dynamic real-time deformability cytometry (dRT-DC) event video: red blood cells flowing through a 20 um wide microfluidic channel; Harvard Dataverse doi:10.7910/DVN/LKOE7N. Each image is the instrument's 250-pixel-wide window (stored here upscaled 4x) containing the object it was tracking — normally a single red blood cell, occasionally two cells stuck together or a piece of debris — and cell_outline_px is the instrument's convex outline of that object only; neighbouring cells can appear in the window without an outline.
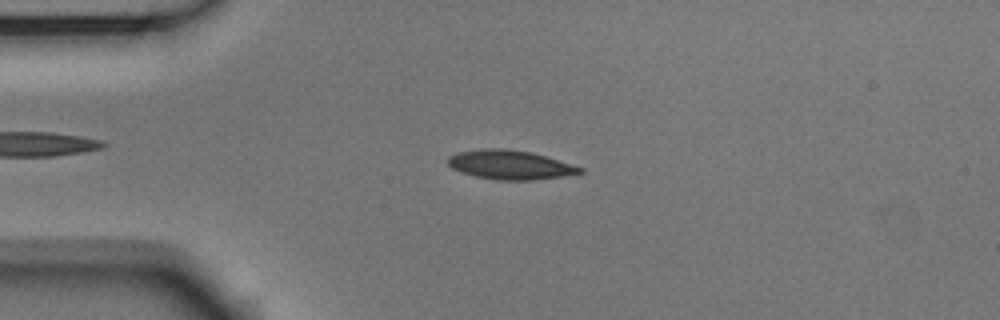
{"species": "Egyptian fruit bat (a non-hibernating species)", "species_latin": "Rousettus aegyptiacus", "temperature_condition": "room temperature", "stored_images_in_passage": 47, "camera_frame_rate_fps": 3000, "um_per_image_px": 0.085, "animal": {"sex": "male"}, "frame": {"image": 1, "passage_image": 6, "time_ms": 1.667, "image_size_px": [1000, 320], "cell_outline_px": [[584, 172], [560, 176], [532, 180], [496, 180], [476, 176], [460, 172], [452, 168], [448, 164], [448, 156], [456, 152], [488, 148], [500, 148], [532, 152], [584, 168]], "centroid_in_image_um": [43.32, 14.0], "position_along_channel_um": 41.7, "area_um2": 22.25}}
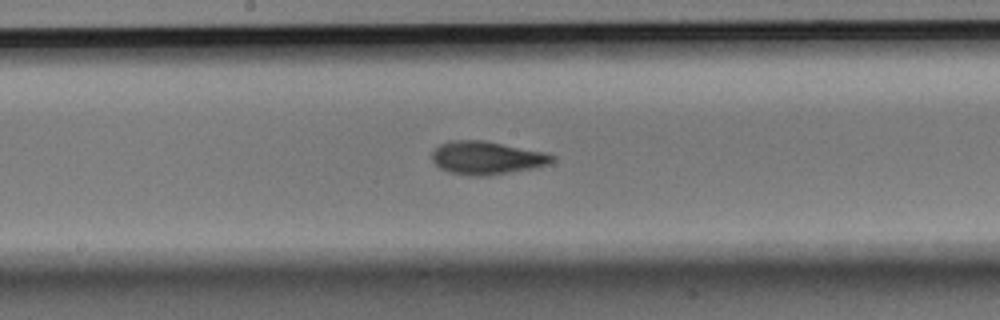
{"frame": {"image": 2, "passage_image": 21, "time_ms": 6.667, "image_size_px": [1000, 320], "cell_outline_px": [[556, 160], [548, 164], [536, 168], [488, 176], [468, 176], [452, 172], [440, 168], [432, 160], [432, 152], [440, 144], [452, 140], [484, 140], [548, 152], [556, 156]], "centroid_in_image_um": [41.44, 13.41], "position_along_channel_um": 206.8, "area_um2": 23.52}}
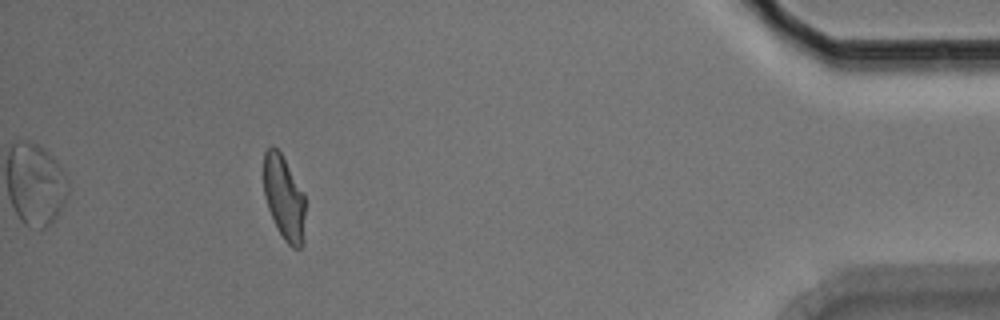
{"frame": {"image": 3, "passage_image": 42, "time_ms": 13.667, "image_size_px": [1000, 320], "cell_outline_px": [[304, 244], [300, 248], [292, 248], [284, 240], [268, 208], [264, 196], [264, 152], [272, 144], [280, 152], [304, 192]], "centroid_in_image_um": [24.15, 16.81], "position_along_channel_um": 411.1, "area_um2": 20.35}, "authors_computed_cell_mechanics": {"area_um2": 22.0796, "velocity_mm_per_s": 3.7513, "shape_relaxation_time_tau1_ms": 5.039, "shape_relaxation_time_tau2_ms": 2.3678, "deformation_change_tau1": 0.1613, "deformation_change_tau2": 0.0797}}